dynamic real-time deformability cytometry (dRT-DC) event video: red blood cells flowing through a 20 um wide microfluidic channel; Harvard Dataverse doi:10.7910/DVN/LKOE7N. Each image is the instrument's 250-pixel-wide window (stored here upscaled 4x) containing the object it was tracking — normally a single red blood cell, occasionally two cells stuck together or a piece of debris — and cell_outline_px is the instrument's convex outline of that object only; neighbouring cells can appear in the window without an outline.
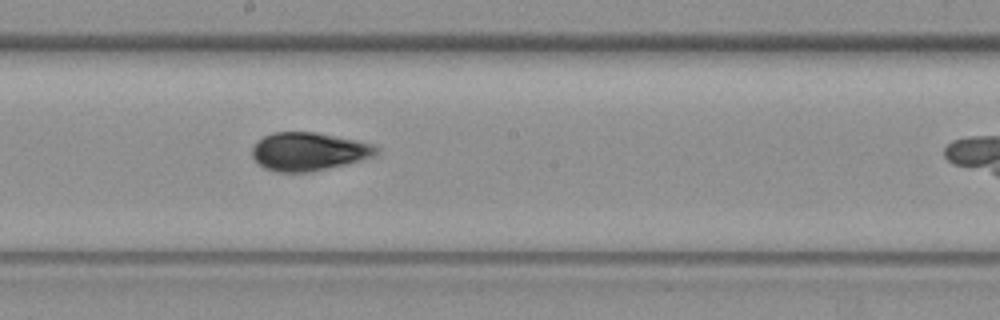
{"species": "common noctule bat (a hibernating species)", "species_latin": "Nyctalus noctula", "temperature_condition": "warm", "stored_images_in_passage": 15, "camera_frame_rate_fps": 3000, "um_per_image_px": 0.085, "animal": {"sex": "female", "body_mass_g": 19.3, "forearm_length_mm": 54.1}, "frame": {"image": 1, "passage_image": 14, "time_ms": 4.333, "image_size_px": [1000, 320], "cell_outline_px": [[380, 152], [376, 156], [348, 164], [308, 172], [276, 172], [264, 168], [252, 156], [252, 148], [264, 136], [272, 132], [316, 132], [376, 144], [380, 148]], "centroid_in_image_um": [26.31, 12.88], "position_along_channel_um": 221.9, "area_um2": 27.86}}